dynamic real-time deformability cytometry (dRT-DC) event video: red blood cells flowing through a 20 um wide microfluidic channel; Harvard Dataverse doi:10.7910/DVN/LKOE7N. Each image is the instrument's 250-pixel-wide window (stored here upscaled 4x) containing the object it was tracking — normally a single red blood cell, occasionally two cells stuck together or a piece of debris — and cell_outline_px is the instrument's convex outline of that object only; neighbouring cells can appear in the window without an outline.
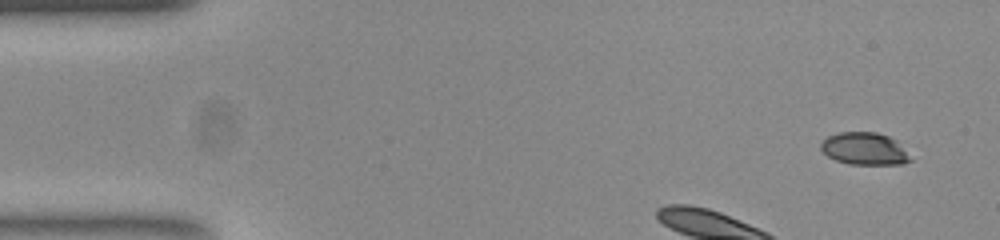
{"species": "common noctule bat (a hibernating species)", "species_latin": "Nyctalus noctula", "temperature_condition": "room temperature", "stored_images_in_passage": 40, "camera_frame_rate_fps": 3000, "um_per_image_px": 0.085, "animal": {"sex": "female", "body_mass_g": 23.0, "forearm_length_mm": 53.4}, "frame": {"image": 1, "passage_image": 1, "time_ms": 0.0, "image_size_px": [1000, 240], "cell_outline_px": [[912, 160], [904, 164], [848, 164], [836, 160], [828, 156], [820, 148], [820, 144], [828, 136], [840, 132], [876, 132], [888, 136], [896, 140]], "centroid_in_image_um": [73.47, 12.64], "position_along_channel_um": 11.5, "area_um2": 16.7}}
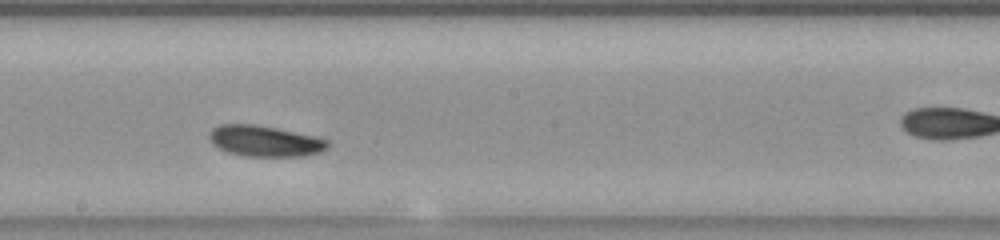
{"frame": {"image": 2, "passage_image": 23, "time_ms": 7.333, "image_size_px": [1000, 240], "cell_outline_px": [[328, 148], [320, 152], [300, 156], [244, 156], [228, 152], [212, 144], [208, 140], [208, 132], [212, 128], [220, 124], [252, 124], [276, 128], [312, 136], [328, 140]], "centroid_in_image_um": [22.44, 11.99], "position_along_channel_um": 225.8, "area_um2": 21.21}}
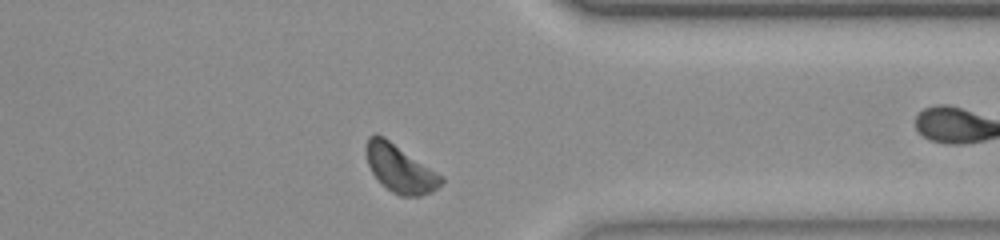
{"frame": {"image": 3, "passage_image": 36, "time_ms": 11.667, "image_size_px": [1000, 240], "cell_outline_px": [[444, 180], [432, 192], [420, 196], [400, 196], [392, 192], [372, 172], [368, 164], [364, 152], [364, 148], [368, 136], [376, 132], [384, 136], [444, 176]], "centroid_in_image_um": [33.98, 14.29], "position_along_channel_um": 377.4, "area_um2": 20.98}, "authors_computed_cell_mechanics": {"area_um2": 20.6924, "velocity_mm_per_s": 3.6854, "shape_relaxation_time_tau1_ms": 1.707, "shape_relaxation_time_tau2_ms": null, "deformation_change_tau1": 0.0779, "deformation_change_tau2": null}}